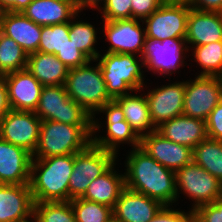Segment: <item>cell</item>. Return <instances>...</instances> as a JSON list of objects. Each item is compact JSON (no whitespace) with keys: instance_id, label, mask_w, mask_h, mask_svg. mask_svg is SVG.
Here are the masks:
<instances>
[{"instance_id":"1","label":"cell","mask_w":222,"mask_h":222,"mask_svg":"<svg viewBox=\"0 0 222 222\" xmlns=\"http://www.w3.org/2000/svg\"><path fill=\"white\" fill-rule=\"evenodd\" d=\"M124 173L125 187L172 206L178 201L175 172L158 163L141 147L132 148Z\"/></svg>"},{"instance_id":"2","label":"cell","mask_w":222,"mask_h":222,"mask_svg":"<svg viewBox=\"0 0 222 222\" xmlns=\"http://www.w3.org/2000/svg\"><path fill=\"white\" fill-rule=\"evenodd\" d=\"M75 154L32 158L30 188L35 203L69 201Z\"/></svg>"},{"instance_id":"3","label":"cell","mask_w":222,"mask_h":222,"mask_svg":"<svg viewBox=\"0 0 222 222\" xmlns=\"http://www.w3.org/2000/svg\"><path fill=\"white\" fill-rule=\"evenodd\" d=\"M92 142V126L69 125L53 120L41 121L38 144L32 158L75 154Z\"/></svg>"},{"instance_id":"4","label":"cell","mask_w":222,"mask_h":222,"mask_svg":"<svg viewBox=\"0 0 222 222\" xmlns=\"http://www.w3.org/2000/svg\"><path fill=\"white\" fill-rule=\"evenodd\" d=\"M90 63L69 69L64 86L68 96L95 120V114L113 99L106 91L100 65L92 67Z\"/></svg>"},{"instance_id":"5","label":"cell","mask_w":222,"mask_h":222,"mask_svg":"<svg viewBox=\"0 0 222 222\" xmlns=\"http://www.w3.org/2000/svg\"><path fill=\"white\" fill-rule=\"evenodd\" d=\"M134 54L105 53L98 55V62L106 84V91L114 99L144 89L143 59ZM139 59V60H138ZM139 61L141 63H139ZM128 91V92H127Z\"/></svg>"},{"instance_id":"6","label":"cell","mask_w":222,"mask_h":222,"mask_svg":"<svg viewBox=\"0 0 222 222\" xmlns=\"http://www.w3.org/2000/svg\"><path fill=\"white\" fill-rule=\"evenodd\" d=\"M35 113L42 121L92 126V117L68 96L64 85L43 86Z\"/></svg>"},{"instance_id":"7","label":"cell","mask_w":222,"mask_h":222,"mask_svg":"<svg viewBox=\"0 0 222 222\" xmlns=\"http://www.w3.org/2000/svg\"><path fill=\"white\" fill-rule=\"evenodd\" d=\"M116 158L115 153L95 146L92 142L82 151L75 153L69 181V201L82 197L91 182L116 163Z\"/></svg>"},{"instance_id":"8","label":"cell","mask_w":222,"mask_h":222,"mask_svg":"<svg viewBox=\"0 0 222 222\" xmlns=\"http://www.w3.org/2000/svg\"><path fill=\"white\" fill-rule=\"evenodd\" d=\"M175 180L177 197L181 191L194 201L192 211L222 197V183L193 161L175 172Z\"/></svg>"},{"instance_id":"9","label":"cell","mask_w":222,"mask_h":222,"mask_svg":"<svg viewBox=\"0 0 222 222\" xmlns=\"http://www.w3.org/2000/svg\"><path fill=\"white\" fill-rule=\"evenodd\" d=\"M190 8L186 1H165L149 17L141 21L146 25V38L159 41L167 38H186Z\"/></svg>"},{"instance_id":"10","label":"cell","mask_w":222,"mask_h":222,"mask_svg":"<svg viewBox=\"0 0 222 222\" xmlns=\"http://www.w3.org/2000/svg\"><path fill=\"white\" fill-rule=\"evenodd\" d=\"M103 112L106 115V133L105 137L96 136V132L102 128L96 120H92V143L104 150L111 151L115 154L121 143H129L134 148L140 147L141 138L135 133L131 125L125 120L124 112L121 107L112 100L106 103L98 113ZM95 135V136H94Z\"/></svg>"},{"instance_id":"11","label":"cell","mask_w":222,"mask_h":222,"mask_svg":"<svg viewBox=\"0 0 222 222\" xmlns=\"http://www.w3.org/2000/svg\"><path fill=\"white\" fill-rule=\"evenodd\" d=\"M185 38H167L159 41L151 38L145 39L140 57L144 67L160 75H172L180 66H184L185 53L189 51ZM184 54V55H183Z\"/></svg>"},{"instance_id":"12","label":"cell","mask_w":222,"mask_h":222,"mask_svg":"<svg viewBox=\"0 0 222 222\" xmlns=\"http://www.w3.org/2000/svg\"><path fill=\"white\" fill-rule=\"evenodd\" d=\"M222 100V84L219 76H197L185 81L183 114L207 120L210 112Z\"/></svg>"},{"instance_id":"13","label":"cell","mask_w":222,"mask_h":222,"mask_svg":"<svg viewBox=\"0 0 222 222\" xmlns=\"http://www.w3.org/2000/svg\"><path fill=\"white\" fill-rule=\"evenodd\" d=\"M41 121L35 112L10 109L0 120V137L33 154L38 144Z\"/></svg>"},{"instance_id":"14","label":"cell","mask_w":222,"mask_h":222,"mask_svg":"<svg viewBox=\"0 0 222 222\" xmlns=\"http://www.w3.org/2000/svg\"><path fill=\"white\" fill-rule=\"evenodd\" d=\"M104 34L109 49L106 53L139 54L141 56L145 44L146 33L138 19H118L104 21ZM136 53V54H135Z\"/></svg>"},{"instance_id":"15","label":"cell","mask_w":222,"mask_h":222,"mask_svg":"<svg viewBox=\"0 0 222 222\" xmlns=\"http://www.w3.org/2000/svg\"><path fill=\"white\" fill-rule=\"evenodd\" d=\"M146 99L154 127L183 114L185 81L160 86L148 91Z\"/></svg>"},{"instance_id":"16","label":"cell","mask_w":222,"mask_h":222,"mask_svg":"<svg viewBox=\"0 0 222 222\" xmlns=\"http://www.w3.org/2000/svg\"><path fill=\"white\" fill-rule=\"evenodd\" d=\"M2 77L7 86L10 108L35 112L43 85L27 69L7 73Z\"/></svg>"},{"instance_id":"17","label":"cell","mask_w":222,"mask_h":222,"mask_svg":"<svg viewBox=\"0 0 222 222\" xmlns=\"http://www.w3.org/2000/svg\"><path fill=\"white\" fill-rule=\"evenodd\" d=\"M140 147L158 163L174 172L193 161L190 147L172 142L157 131L143 136Z\"/></svg>"},{"instance_id":"18","label":"cell","mask_w":222,"mask_h":222,"mask_svg":"<svg viewBox=\"0 0 222 222\" xmlns=\"http://www.w3.org/2000/svg\"><path fill=\"white\" fill-rule=\"evenodd\" d=\"M32 154L0 137V183L29 185Z\"/></svg>"},{"instance_id":"19","label":"cell","mask_w":222,"mask_h":222,"mask_svg":"<svg viewBox=\"0 0 222 222\" xmlns=\"http://www.w3.org/2000/svg\"><path fill=\"white\" fill-rule=\"evenodd\" d=\"M163 206L159 201L125 187L113 208V217L119 222H149Z\"/></svg>"},{"instance_id":"20","label":"cell","mask_w":222,"mask_h":222,"mask_svg":"<svg viewBox=\"0 0 222 222\" xmlns=\"http://www.w3.org/2000/svg\"><path fill=\"white\" fill-rule=\"evenodd\" d=\"M0 31L14 39L28 55L38 51L42 26L22 12H3L0 16Z\"/></svg>"},{"instance_id":"21","label":"cell","mask_w":222,"mask_h":222,"mask_svg":"<svg viewBox=\"0 0 222 222\" xmlns=\"http://www.w3.org/2000/svg\"><path fill=\"white\" fill-rule=\"evenodd\" d=\"M34 199L30 185L0 187V222H18L34 212Z\"/></svg>"},{"instance_id":"22","label":"cell","mask_w":222,"mask_h":222,"mask_svg":"<svg viewBox=\"0 0 222 222\" xmlns=\"http://www.w3.org/2000/svg\"><path fill=\"white\" fill-rule=\"evenodd\" d=\"M156 131L164 138L191 149L207 138L206 121L184 114L162 123Z\"/></svg>"},{"instance_id":"23","label":"cell","mask_w":222,"mask_h":222,"mask_svg":"<svg viewBox=\"0 0 222 222\" xmlns=\"http://www.w3.org/2000/svg\"><path fill=\"white\" fill-rule=\"evenodd\" d=\"M185 40L192 47L221 41L222 13L204 12L190 8Z\"/></svg>"},{"instance_id":"24","label":"cell","mask_w":222,"mask_h":222,"mask_svg":"<svg viewBox=\"0 0 222 222\" xmlns=\"http://www.w3.org/2000/svg\"><path fill=\"white\" fill-rule=\"evenodd\" d=\"M22 13L40 26L67 23L78 16L72 0H32Z\"/></svg>"},{"instance_id":"25","label":"cell","mask_w":222,"mask_h":222,"mask_svg":"<svg viewBox=\"0 0 222 222\" xmlns=\"http://www.w3.org/2000/svg\"><path fill=\"white\" fill-rule=\"evenodd\" d=\"M26 69L43 85H64L69 68L54 54L35 52L28 55Z\"/></svg>"},{"instance_id":"26","label":"cell","mask_w":222,"mask_h":222,"mask_svg":"<svg viewBox=\"0 0 222 222\" xmlns=\"http://www.w3.org/2000/svg\"><path fill=\"white\" fill-rule=\"evenodd\" d=\"M114 165L116 164L114 163L105 173L93 180L81 198L114 208L125 188L124 174H118L114 170Z\"/></svg>"},{"instance_id":"27","label":"cell","mask_w":222,"mask_h":222,"mask_svg":"<svg viewBox=\"0 0 222 222\" xmlns=\"http://www.w3.org/2000/svg\"><path fill=\"white\" fill-rule=\"evenodd\" d=\"M124 112L125 120L131 125L135 133L142 138L150 132L156 131L151 122L149 106L144 95L127 94L113 99ZM146 132V133H145Z\"/></svg>"},{"instance_id":"28","label":"cell","mask_w":222,"mask_h":222,"mask_svg":"<svg viewBox=\"0 0 222 222\" xmlns=\"http://www.w3.org/2000/svg\"><path fill=\"white\" fill-rule=\"evenodd\" d=\"M193 162L222 183V141L206 138L192 149Z\"/></svg>"},{"instance_id":"29","label":"cell","mask_w":222,"mask_h":222,"mask_svg":"<svg viewBox=\"0 0 222 222\" xmlns=\"http://www.w3.org/2000/svg\"><path fill=\"white\" fill-rule=\"evenodd\" d=\"M27 60L23 48L0 31V76L26 69Z\"/></svg>"},{"instance_id":"30","label":"cell","mask_w":222,"mask_h":222,"mask_svg":"<svg viewBox=\"0 0 222 222\" xmlns=\"http://www.w3.org/2000/svg\"><path fill=\"white\" fill-rule=\"evenodd\" d=\"M96 33L95 27L87 21L72 19L69 22V39L90 61L96 60L100 54L94 47L97 40Z\"/></svg>"},{"instance_id":"31","label":"cell","mask_w":222,"mask_h":222,"mask_svg":"<svg viewBox=\"0 0 222 222\" xmlns=\"http://www.w3.org/2000/svg\"><path fill=\"white\" fill-rule=\"evenodd\" d=\"M192 48L195 62L203 69L199 76H219L222 73V40Z\"/></svg>"},{"instance_id":"32","label":"cell","mask_w":222,"mask_h":222,"mask_svg":"<svg viewBox=\"0 0 222 222\" xmlns=\"http://www.w3.org/2000/svg\"><path fill=\"white\" fill-rule=\"evenodd\" d=\"M76 222H107L113 217V208L85 200L81 197L70 200Z\"/></svg>"},{"instance_id":"33","label":"cell","mask_w":222,"mask_h":222,"mask_svg":"<svg viewBox=\"0 0 222 222\" xmlns=\"http://www.w3.org/2000/svg\"><path fill=\"white\" fill-rule=\"evenodd\" d=\"M33 213L40 222H76L70 201L34 203Z\"/></svg>"},{"instance_id":"34","label":"cell","mask_w":222,"mask_h":222,"mask_svg":"<svg viewBox=\"0 0 222 222\" xmlns=\"http://www.w3.org/2000/svg\"><path fill=\"white\" fill-rule=\"evenodd\" d=\"M69 40V22L42 26L38 52L56 55Z\"/></svg>"},{"instance_id":"35","label":"cell","mask_w":222,"mask_h":222,"mask_svg":"<svg viewBox=\"0 0 222 222\" xmlns=\"http://www.w3.org/2000/svg\"><path fill=\"white\" fill-rule=\"evenodd\" d=\"M98 9L101 10L104 21L132 18L130 0H106L103 7H99Z\"/></svg>"},{"instance_id":"36","label":"cell","mask_w":222,"mask_h":222,"mask_svg":"<svg viewBox=\"0 0 222 222\" xmlns=\"http://www.w3.org/2000/svg\"><path fill=\"white\" fill-rule=\"evenodd\" d=\"M56 57L69 69L80 67L90 61L70 39L67 40L66 46L56 54Z\"/></svg>"},{"instance_id":"37","label":"cell","mask_w":222,"mask_h":222,"mask_svg":"<svg viewBox=\"0 0 222 222\" xmlns=\"http://www.w3.org/2000/svg\"><path fill=\"white\" fill-rule=\"evenodd\" d=\"M193 213L194 222H222V197L198 207Z\"/></svg>"},{"instance_id":"38","label":"cell","mask_w":222,"mask_h":222,"mask_svg":"<svg viewBox=\"0 0 222 222\" xmlns=\"http://www.w3.org/2000/svg\"><path fill=\"white\" fill-rule=\"evenodd\" d=\"M149 222H194V213L192 210L185 213L174 210L170 206H163Z\"/></svg>"},{"instance_id":"39","label":"cell","mask_w":222,"mask_h":222,"mask_svg":"<svg viewBox=\"0 0 222 222\" xmlns=\"http://www.w3.org/2000/svg\"><path fill=\"white\" fill-rule=\"evenodd\" d=\"M132 18L143 21L156 11L165 0H130Z\"/></svg>"},{"instance_id":"40","label":"cell","mask_w":222,"mask_h":222,"mask_svg":"<svg viewBox=\"0 0 222 222\" xmlns=\"http://www.w3.org/2000/svg\"><path fill=\"white\" fill-rule=\"evenodd\" d=\"M207 137L222 141V100L206 120Z\"/></svg>"},{"instance_id":"41","label":"cell","mask_w":222,"mask_h":222,"mask_svg":"<svg viewBox=\"0 0 222 222\" xmlns=\"http://www.w3.org/2000/svg\"><path fill=\"white\" fill-rule=\"evenodd\" d=\"M186 2L198 11L222 13V0H186Z\"/></svg>"},{"instance_id":"42","label":"cell","mask_w":222,"mask_h":222,"mask_svg":"<svg viewBox=\"0 0 222 222\" xmlns=\"http://www.w3.org/2000/svg\"><path fill=\"white\" fill-rule=\"evenodd\" d=\"M32 0H0L3 12H22Z\"/></svg>"},{"instance_id":"43","label":"cell","mask_w":222,"mask_h":222,"mask_svg":"<svg viewBox=\"0 0 222 222\" xmlns=\"http://www.w3.org/2000/svg\"><path fill=\"white\" fill-rule=\"evenodd\" d=\"M10 109L7 86L5 84L4 78L0 76V120Z\"/></svg>"},{"instance_id":"44","label":"cell","mask_w":222,"mask_h":222,"mask_svg":"<svg viewBox=\"0 0 222 222\" xmlns=\"http://www.w3.org/2000/svg\"><path fill=\"white\" fill-rule=\"evenodd\" d=\"M101 2L104 5L106 0H73L75 9L77 10L78 13H80L86 7H90V8L95 7V9H96L99 7V4H101Z\"/></svg>"},{"instance_id":"45","label":"cell","mask_w":222,"mask_h":222,"mask_svg":"<svg viewBox=\"0 0 222 222\" xmlns=\"http://www.w3.org/2000/svg\"><path fill=\"white\" fill-rule=\"evenodd\" d=\"M30 218H33L32 220ZM30 220V221H29ZM18 222H40L39 219L35 216V214L33 213L30 217L20 220Z\"/></svg>"},{"instance_id":"46","label":"cell","mask_w":222,"mask_h":222,"mask_svg":"<svg viewBox=\"0 0 222 222\" xmlns=\"http://www.w3.org/2000/svg\"><path fill=\"white\" fill-rule=\"evenodd\" d=\"M107 222H119L118 220H116L114 217H112L111 219H109Z\"/></svg>"},{"instance_id":"47","label":"cell","mask_w":222,"mask_h":222,"mask_svg":"<svg viewBox=\"0 0 222 222\" xmlns=\"http://www.w3.org/2000/svg\"><path fill=\"white\" fill-rule=\"evenodd\" d=\"M165 1H186V0H165Z\"/></svg>"},{"instance_id":"48","label":"cell","mask_w":222,"mask_h":222,"mask_svg":"<svg viewBox=\"0 0 222 222\" xmlns=\"http://www.w3.org/2000/svg\"><path fill=\"white\" fill-rule=\"evenodd\" d=\"M219 78H220L221 84H222V73L219 75Z\"/></svg>"},{"instance_id":"49","label":"cell","mask_w":222,"mask_h":222,"mask_svg":"<svg viewBox=\"0 0 222 222\" xmlns=\"http://www.w3.org/2000/svg\"><path fill=\"white\" fill-rule=\"evenodd\" d=\"M3 14V11L1 10V8H0V16Z\"/></svg>"}]
</instances>
